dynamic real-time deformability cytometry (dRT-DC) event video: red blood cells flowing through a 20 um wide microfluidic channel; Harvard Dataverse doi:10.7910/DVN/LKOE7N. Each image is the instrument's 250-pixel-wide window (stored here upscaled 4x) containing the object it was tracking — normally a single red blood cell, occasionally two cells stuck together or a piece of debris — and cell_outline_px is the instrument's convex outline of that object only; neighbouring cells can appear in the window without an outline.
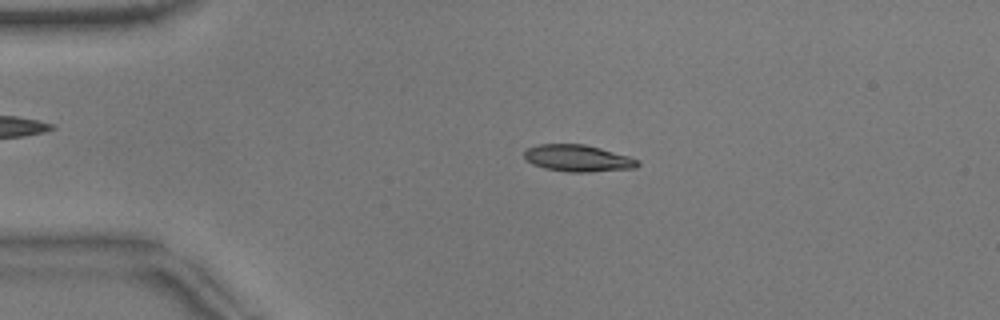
{"species": "common noctule bat (a hibernating species)", "species_latin": "Nyctalus noctula", "temperature_condition": "warm", "stored_images_in_passage": 45, "camera_frame_rate_fps": 3000, "um_per_image_px": 0.085, "animal": {"sex": "male", "body_mass_g": 17.9}, "frame": {"image": 1, "passage_image": 4, "time_ms": 1.0, "image_size_px": [1000, 320], "cell_outline_px": [[640, 164], [636, 168], [588, 172], [568, 172], [544, 168], [532, 164], [524, 156], [524, 152], [528, 148], [540, 144], [584, 144], [600, 148], [628, 156], [640, 160]], "centroid_in_image_um": [49.14, 13.45], "position_along_channel_um": 35.9, "area_um2": 17.63}}
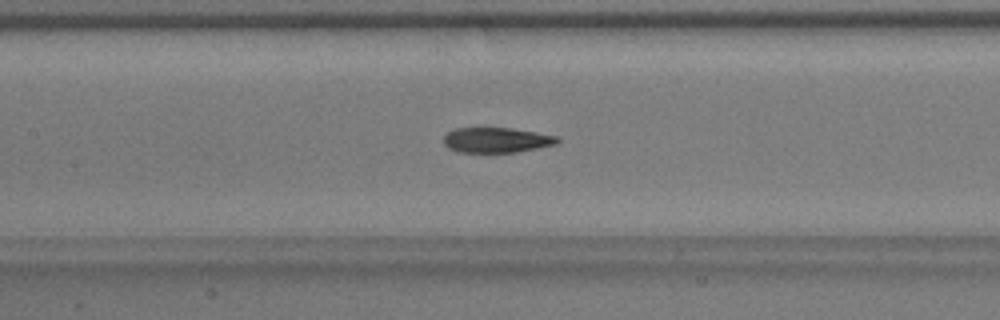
{"frame": {"image": 2, "passage_image": 17, "time_ms": 5.333, "image_size_px": [1000, 320], "cell_outline_px": [[560, 140], [556, 144], [516, 152], [460, 152], [448, 148], [444, 144], [444, 136], [448, 132], [456, 128], [512, 128], [536, 132], [556, 136]], "centroid_in_image_um": [42.19, 11.9], "position_along_channel_um": 165.2, "area_um2": 16.53}}
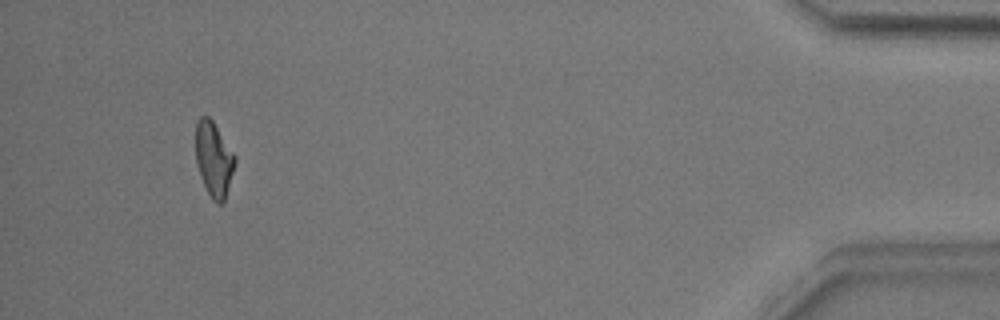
{"frame": {"image": 3, "passage_image": 42, "time_ms": 13.667, "image_size_px": [1000, 320], "cell_outline_px": [[236, 164], [224, 200], [220, 204], [216, 204], [212, 200], [200, 176], [196, 164], [196, 120], [200, 116], [208, 116], [212, 120], [236, 156]], "centroid_in_image_um": [18.17, 13.52], "position_along_channel_um": 417.0, "area_um2": 17.11}, "authors_computed_cell_mechanics": {"area_um2": 17.5712, "velocity_mm_per_s": 3.8495, "shape_relaxation_time_tau1_ms": 5.6986, "shape_relaxation_time_tau2_ms": 3.6927, "deformation_change_tau1": 0.1874, "deformation_change_tau2": 0.1152}}